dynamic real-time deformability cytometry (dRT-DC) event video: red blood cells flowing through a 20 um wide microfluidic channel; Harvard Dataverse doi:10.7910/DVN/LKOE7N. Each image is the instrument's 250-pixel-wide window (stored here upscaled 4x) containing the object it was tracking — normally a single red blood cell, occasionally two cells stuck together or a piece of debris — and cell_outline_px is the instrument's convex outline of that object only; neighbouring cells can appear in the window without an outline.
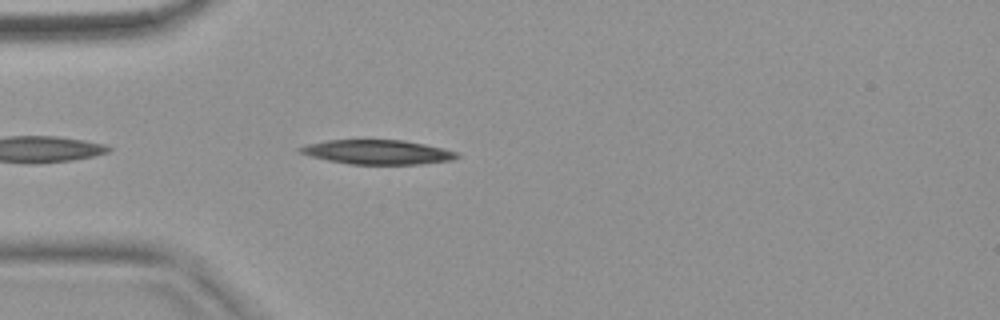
{"species": "common noctule bat (a hibernating species)", "species_latin": "Nyctalus noctula", "temperature_condition": "warm", "stored_images_in_passage": 12, "camera_frame_rate_fps": 3000, "um_per_image_px": 0.085, "animal": {"sex": "female", "body_mass_g": 18.4}, "frame": {"image": 1, "passage_image": 4, "time_ms": 1.0, "image_size_px": [1000, 320], "cell_outline_px": [[460, 156], [452, 160], [420, 164], [352, 164], [328, 160], [312, 156], [300, 152], [296, 148], [308, 144], [328, 140], [400, 140], [424, 144], [456, 152]], "centroid_in_image_um": [32.08, 12.93], "position_along_channel_um": 52.9, "area_um2": 21.91}}